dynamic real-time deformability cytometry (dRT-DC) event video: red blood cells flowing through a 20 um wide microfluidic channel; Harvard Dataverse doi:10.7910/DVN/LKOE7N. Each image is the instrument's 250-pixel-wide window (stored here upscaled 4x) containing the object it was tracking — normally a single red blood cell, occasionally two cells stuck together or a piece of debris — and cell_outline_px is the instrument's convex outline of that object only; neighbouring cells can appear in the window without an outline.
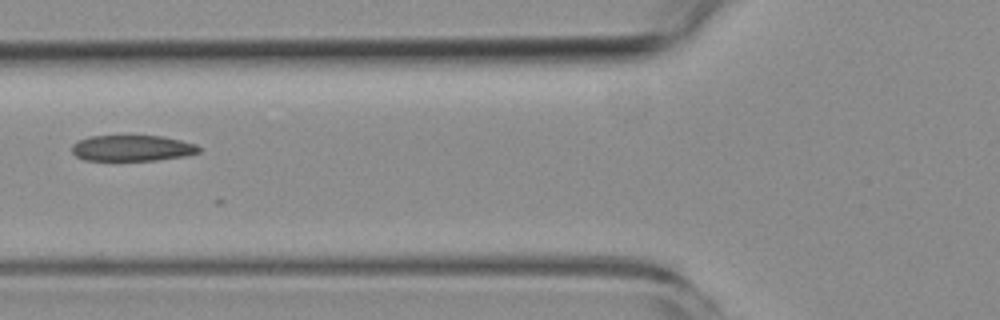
{"species": "common noctule bat (a hibernating species)", "species_latin": "Nyctalus noctula", "temperature_condition": "room temperature", "stored_images_in_passage": 5, "camera_frame_rate_fps": 3000, "um_per_image_px": 0.085, "animal": {"sex": "female", "body_mass_g": 19.3, "forearm_length_mm": 54.1}, "frame": {"image": 1, "passage_image": 5, "time_ms": 4.667, "image_size_px": [1000, 320], "cell_outline_px": [[200, 152], [184, 156], [156, 160], [84, 160], [76, 156], [72, 152], [72, 144], [88, 136], [160, 136], [180, 140], [196, 144], [200, 148]], "centroid_in_image_um": [11.22, 12.59], "position_along_channel_um": 114.6, "area_um2": 19.07}}